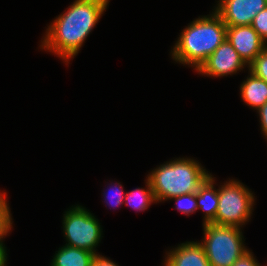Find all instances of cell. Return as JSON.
<instances>
[{"mask_svg":"<svg viewBox=\"0 0 267 266\" xmlns=\"http://www.w3.org/2000/svg\"><path fill=\"white\" fill-rule=\"evenodd\" d=\"M109 0H74L47 25L39 48L50 52L65 65L84 46L85 40L106 12Z\"/></svg>","mask_w":267,"mask_h":266,"instance_id":"obj_1","label":"cell"},{"mask_svg":"<svg viewBox=\"0 0 267 266\" xmlns=\"http://www.w3.org/2000/svg\"><path fill=\"white\" fill-rule=\"evenodd\" d=\"M209 13L181 30L169 52L173 61L196 71L226 39V24L213 9Z\"/></svg>","mask_w":267,"mask_h":266,"instance_id":"obj_2","label":"cell"},{"mask_svg":"<svg viewBox=\"0 0 267 266\" xmlns=\"http://www.w3.org/2000/svg\"><path fill=\"white\" fill-rule=\"evenodd\" d=\"M173 159L157 165L147 174L157 204L179 195L197 192L212 174L194 157Z\"/></svg>","mask_w":267,"mask_h":266,"instance_id":"obj_3","label":"cell"},{"mask_svg":"<svg viewBox=\"0 0 267 266\" xmlns=\"http://www.w3.org/2000/svg\"><path fill=\"white\" fill-rule=\"evenodd\" d=\"M218 185L216 225L244 228L253 218L256 203L254 192L240 180L228 179Z\"/></svg>","mask_w":267,"mask_h":266,"instance_id":"obj_4","label":"cell"},{"mask_svg":"<svg viewBox=\"0 0 267 266\" xmlns=\"http://www.w3.org/2000/svg\"><path fill=\"white\" fill-rule=\"evenodd\" d=\"M204 247L211 266H232L249 248L245 244L243 228L236 226L203 224Z\"/></svg>","mask_w":267,"mask_h":266,"instance_id":"obj_5","label":"cell"},{"mask_svg":"<svg viewBox=\"0 0 267 266\" xmlns=\"http://www.w3.org/2000/svg\"><path fill=\"white\" fill-rule=\"evenodd\" d=\"M65 244L94 254L103 238V228L97 217L86 207L76 204L64 211L62 220Z\"/></svg>","mask_w":267,"mask_h":266,"instance_id":"obj_6","label":"cell"},{"mask_svg":"<svg viewBox=\"0 0 267 266\" xmlns=\"http://www.w3.org/2000/svg\"><path fill=\"white\" fill-rule=\"evenodd\" d=\"M244 68L248 70V65L225 39L195 72L205 77L221 78L237 75Z\"/></svg>","mask_w":267,"mask_h":266,"instance_id":"obj_7","label":"cell"},{"mask_svg":"<svg viewBox=\"0 0 267 266\" xmlns=\"http://www.w3.org/2000/svg\"><path fill=\"white\" fill-rule=\"evenodd\" d=\"M214 12L226 26L251 25L253 18L265 7L267 0H218Z\"/></svg>","mask_w":267,"mask_h":266,"instance_id":"obj_8","label":"cell"},{"mask_svg":"<svg viewBox=\"0 0 267 266\" xmlns=\"http://www.w3.org/2000/svg\"><path fill=\"white\" fill-rule=\"evenodd\" d=\"M226 39L249 65L266 47V42L251 25L227 26Z\"/></svg>","mask_w":267,"mask_h":266,"instance_id":"obj_9","label":"cell"},{"mask_svg":"<svg viewBox=\"0 0 267 266\" xmlns=\"http://www.w3.org/2000/svg\"><path fill=\"white\" fill-rule=\"evenodd\" d=\"M162 266H211L204 247L197 241H185L165 251Z\"/></svg>","mask_w":267,"mask_h":266,"instance_id":"obj_10","label":"cell"},{"mask_svg":"<svg viewBox=\"0 0 267 266\" xmlns=\"http://www.w3.org/2000/svg\"><path fill=\"white\" fill-rule=\"evenodd\" d=\"M216 177L211 174L196 192L198 210H202L203 224H215V216L218 207V189L216 188Z\"/></svg>","mask_w":267,"mask_h":266,"instance_id":"obj_11","label":"cell"},{"mask_svg":"<svg viewBox=\"0 0 267 266\" xmlns=\"http://www.w3.org/2000/svg\"><path fill=\"white\" fill-rule=\"evenodd\" d=\"M240 98L249 108L259 109L267 102V82L248 70V76L240 84Z\"/></svg>","mask_w":267,"mask_h":266,"instance_id":"obj_12","label":"cell"},{"mask_svg":"<svg viewBox=\"0 0 267 266\" xmlns=\"http://www.w3.org/2000/svg\"><path fill=\"white\" fill-rule=\"evenodd\" d=\"M95 255L77 247L62 245L55 251L49 266H92Z\"/></svg>","mask_w":267,"mask_h":266,"instance_id":"obj_13","label":"cell"},{"mask_svg":"<svg viewBox=\"0 0 267 266\" xmlns=\"http://www.w3.org/2000/svg\"><path fill=\"white\" fill-rule=\"evenodd\" d=\"M145 187H136L135 189L131 191H126L125 198H124V205L129 206L133 210L136 211V213L144 212L145 210H148L152 204H157L150 180L146 176V179L144 180Z\"/></svg>","mask_w":267,"mask_h":266,"instance_id":"obj_14","label":"cell"},{"mask_svg":"<svg viewBox=\"0 0 267 266\" xmlns=\"http://www.w3.org/2000/svg\"><path fill=\"white\" fill-rule=\"evenodd\" d=\"M6 190L0 195V250H7L4 241L13 229V218Z\"/></svg>","mask_w":267,"mask_h":266,"instance_id":"obj_15","label":"cell"},{"mask_svg":"<svg viewBox=\"0 0 267 266\" xmlns=\"http://www.w3.org/2000/svg\"><path fill=\"white\" fill-rule=\"evenodd\" d=\"M110 182V183H109ZM106 183V188L103 191V202H105L106 206L111 209H117L120 206L124 205V198L125 193L124 192V186L119 181H109Z\"/></svg>","mask_w":267,"mask_h":266,"instance_id":"obj_16","label":"cell"},{"mask_svg":"<svg viewBox=\"0 0 267 266\" xmlns=\"http://www.w3.org/2000/svg\"><path fill=\"white\" fill-rule=\"evenodd\" d=\"M169 200L175 201V208L178 210V212L185 214L187 217H190V215L196 213L198 210L196 192L179 195Z\"/></svg>","mask_w":267,"mask_h":266,"instance_id":"obj_17","label":"cell"},{"mask_svg":"<svg viewBox=\"0 0 267 266\" xmlns=\"http://www.w3.org/2000/svg\"><path fill=\"white\" fill-rule=\"evenodd\" d=\"M248 70L267 82V47L248 65Z\"/></svg>","mask_w":267,"mask_h":266,"instance_id":"obj_18","label":"cell"},{"mask_svg":"<svg viewBox=\"0 0 267 266\" xmlns=\"http://www.w3.org/2000/svg\"><path fill=\"white\" fill-rule=\"evenodd\" d=\"M251 26L267 44V7L253 18Z\"/></svg>","mask_w":267,"mask_h":266,"instance_id":"obj_19","label":"cell"},{"mask_svg":"<svg viewBox=\"0 0 267 266\" xmlns=\"http://www.w3.org/2000/svg\"><path fill=\"white\" fill-rule=\"evenodd\" d=\"M232 266H263V265L257 261L256 256L253 254L252 250L249 249L239 259H237Z\"/></svg>","mask_w":267,"mask_h":266,"instance_id":"obj_20","label":"cell"},{"mask_svg":"<svg viewBox=\"0 0 267 266\" xmlns=\"http://www.w3.org/2000/svg\"><path fill=\"white\" fill-rule=\"evenodd\" d=\"M257 115L259 116V125L262 136L267 141V102L256 110Z\"/></svg>","mask_w":267,"mask_h":266,"instance_id":"obj_21","label":"cell"},{"mask_svg":"<svg viewBox=\"0 0 267 266\" xmlns=\"http://www.w3.org/2000/svg\"><path fill=\"white\" fill-rule=\"evenodd\" d=\"M92 266H120L116 262H114L109 257H106L105 255L96 254L93 261Z\"/></svg>","mask_w":267,"mask_h":266,"instance_id":"obj_22","label":"cell"},{"mask_svg":"<svg viewBox=\"0 0 267 266\" xmlns=\"http://www.w3.org/2000/svg\"><path fill=\"white\" fill-rule=\"evenodd\" d=\"M7 250H0V266H7L8 264V254H7Z\"/></svg>","mask_w":267,"mask_h":266,"instance_id":"obj_23","label":"cell"}]
</instances>
